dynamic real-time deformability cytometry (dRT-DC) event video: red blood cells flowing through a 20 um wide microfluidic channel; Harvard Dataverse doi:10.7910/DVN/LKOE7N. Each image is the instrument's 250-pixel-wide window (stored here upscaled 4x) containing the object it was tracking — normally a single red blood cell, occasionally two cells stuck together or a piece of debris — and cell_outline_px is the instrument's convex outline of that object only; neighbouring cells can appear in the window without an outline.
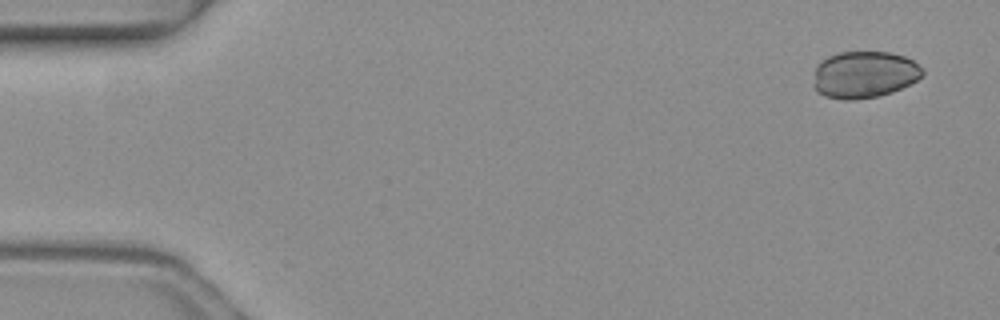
{"species": "common noctule bat (a hibernating species)", "species_latin": "Nyctalus noctula", "temperature_condition": "warm", "stored_images_in_passage": 4, "camera_frame_rate_fps": 3000, "um_per_image_px": 0.085, "animal": {"sex": "female", "body_mass_g": 19.3, "forearm_length_mm": 54.1}, "frame": {"image": 1, "passage_image": 1, "time_ms": 0.0, "image_size_px": [1000, 320], "cell_outline_px": [[924, 72], [916, 80], [892, 92], [880, 96], [856, 100], [844, 100], [824, 96], [816, 92], [812, 84], [816, 64], [828, 56], [840, 52], [888, 52], [904, 56], [912, 60], [924, 68]], "centroid_in_image_um": [73.41, 6.35], "position_along_channel_um": 11.6, "area_um2": 30.06}}